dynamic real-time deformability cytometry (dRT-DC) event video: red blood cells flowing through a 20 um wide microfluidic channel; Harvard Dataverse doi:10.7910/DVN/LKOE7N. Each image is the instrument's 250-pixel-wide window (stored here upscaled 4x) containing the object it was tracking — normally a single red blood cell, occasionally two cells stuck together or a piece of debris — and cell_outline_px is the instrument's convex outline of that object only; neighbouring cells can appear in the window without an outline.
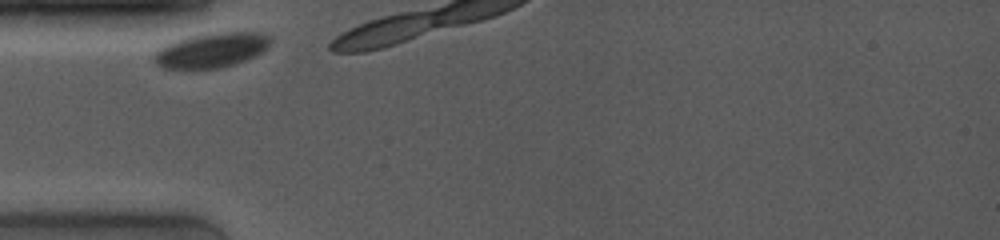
{"species": "common noctule bat (a hibernating species)", "species_latin": "Nyctalus noctula", "temperature_condition": "room temperature", "stored_images_in_passage": 5, "camera_frame_rate_fps": 4000, "um_per_image_px": 0.085, "animal": {"sex": "female", "body_mass_g": 19.0, "forearm_length_mm": 53.3}, "frame": {"image": 1, "passage_image": 1, "time_ms": 0.0, "image_size_px": [1000, 240], "cell_outline_px": [[272, 40], [268, 48], [236, 64], [220, 68], [188, 72], [160, 68], [156, 64], [152, 56], [160, 48], [176, 40], [192, 36], [220, 32], [260, 32], [272, 36]], "centroid_in_image_um": [17.93, 4.32], "position_along_channel_um": 67.1, "area_um2": 24.28}}